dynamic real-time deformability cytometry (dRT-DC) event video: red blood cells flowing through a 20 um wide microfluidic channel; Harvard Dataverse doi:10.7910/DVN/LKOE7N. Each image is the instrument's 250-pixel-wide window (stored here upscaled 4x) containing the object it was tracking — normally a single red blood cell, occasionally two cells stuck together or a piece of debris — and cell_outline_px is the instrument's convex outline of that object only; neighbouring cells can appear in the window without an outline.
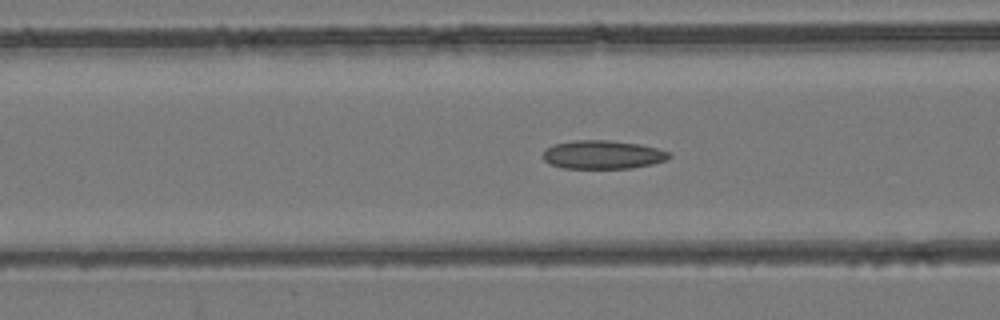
{"species": "common noctule bat (a hibernating species)", "species_latin": "Nyctalus noctula", "temperature_condition": "room temperature", "stored_images_in_passage": 32, "camera_frame_rate_fps": 3000, "um_per_image_px": 0.085, "animal": {"sex": "female", "body_mass_g": 24.6, "forearm_length_mm": 56.2}, "frame": {"image": 1, "passage_image": 4, "time_ms": 1.0, "image_size_px": [1000, 320], "cell_outline_px": [[672, 156], [664, 160], [652, 164], [632, 168], [564, 168], [548, 164], [540, 156], [548, 148], [556, 144], [576, 140], [608, 140], [640, 144], [656, 148], [668, 152]], "centroid_in_image_um": [51.21, 13.15], "position_along_channel_um": 115.4, "area_um2": 20.87}}
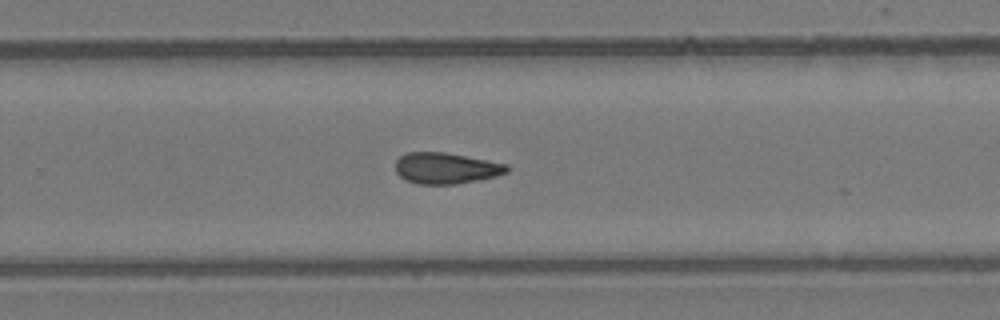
{"frame": {"image": 2, "passage_image": 16, "time_ms": 5.0, "image_size_px": [1000, 320], "cell_outline_px": [[512, 168], [508, 172], [496, 176], [456, 184], [416, 184], [404, 180], [396, 172], [396, 160], [400, 156], [408, 152], [444, 152], [488, 160], [508, 164]], "centroid_in_image_um": [37.92, 14.3], "position_along_channel_um": 291.9, "area_um2": 20.35}}
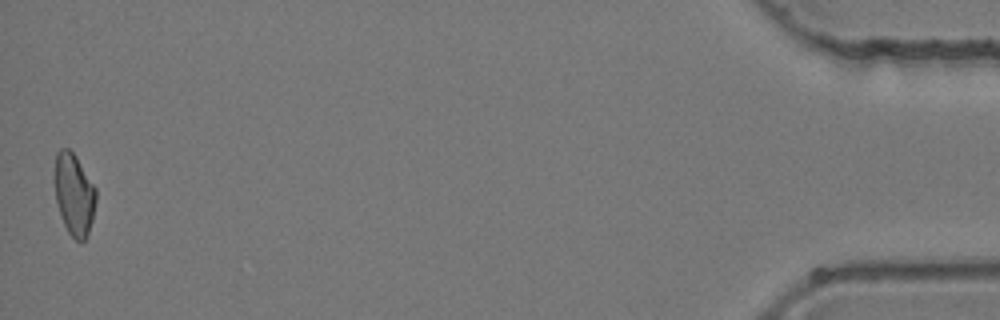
{"frame": {"image": 3, "passage_image": 32, "time_ms": 10.333, "image_size_px": [1000, 320], "cell_outline_px": [[96, 200], [92, 220], [88, 236], [84, 240], [76, 240], [68, 232], [60, 216], [56, 200], [52, 180], [56, 152], [60, 148], [68, 148], [76, 156], [96, 188]], "centroid_in_image_um": [6.26, 16.48], "position_along_channel_um": 428.9, "area_um2": 20.17}}